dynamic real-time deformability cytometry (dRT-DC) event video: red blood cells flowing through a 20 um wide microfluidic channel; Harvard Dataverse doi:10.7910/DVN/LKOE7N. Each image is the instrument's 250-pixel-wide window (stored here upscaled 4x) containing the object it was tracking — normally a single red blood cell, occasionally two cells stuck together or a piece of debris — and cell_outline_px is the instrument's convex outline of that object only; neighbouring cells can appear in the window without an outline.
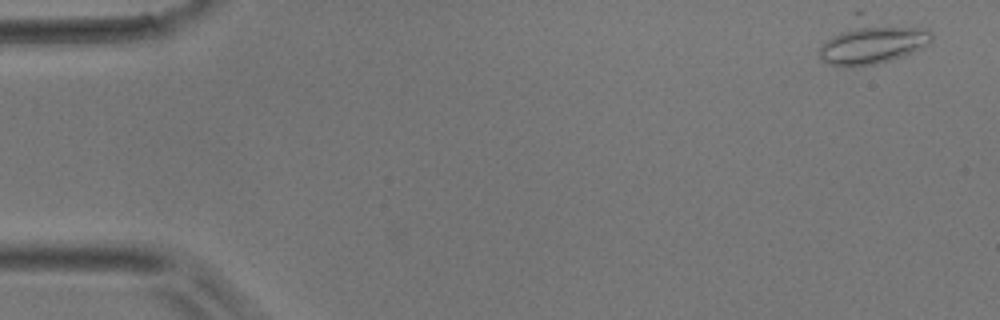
{"species": "common noctule bat (a hibernating species)", "species_latin": "Nyctalus noctula", "temperature_condition": "room temperature", "stored_images_in_passage": 40, "camera_frame_rate_fps": 3000, "um_per_image_px": 0.085, "animal": {"sex": "male", "body_mass_g": 17.9}, "frame": {"image": 1, "passage_image": 1, "time_ms": 0.0, "image_size_px": [1000, 320], "cell_outline_px": [[932, 40], [924, 48], [904, 56], [876, 64], [852, 68], [844, 68], [828, 64], [820, 60], [820, 48], [856, 12], [864, 12], [928, 28], [932, 32]], "centroid_in_image_um": [74.2, 3.51], "position_along_channel_um": 10.8, "area_um2": 30.17}}
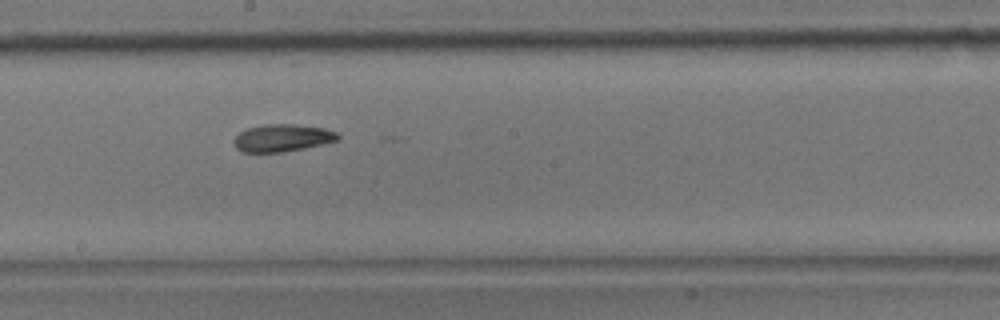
{"frame": {"image": 2, "passage_image": 26, "time_ms": 8.333, "image_size_px": [1000, 320], "cell_outline_px": [[340, 140], [304, 148], [284, 152], [240, 152], [236, 148], [232, 140], [240, 132], [248, 128], [264, 124], [292, 124], [324, 128], [336, 132], [340, 136]], "centroid_in_image_um": [23.99, 11.73], "position_along_channel_um": 224.2, "area_um2": 16.65}}
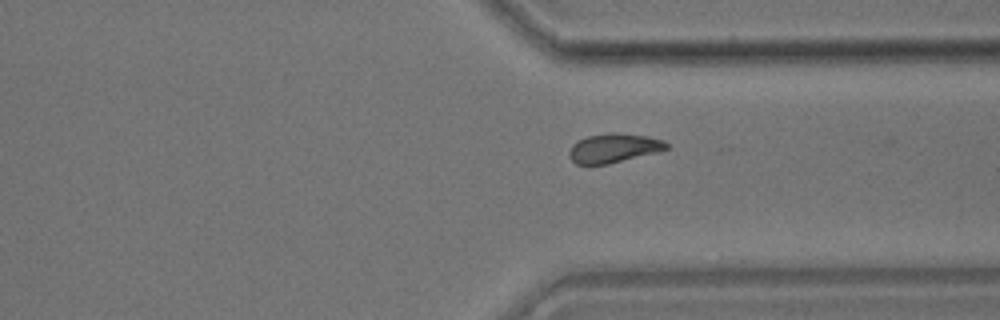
{"frame": {"image": 3, "passage_image": 36, "time_ms": 11.667, "image_size_px": [1000, 320], "cell_outline_px": [[668, 148], [660, 152], [608, 164], [576, 164], [568, 156], [568, 152], [572, 144], [588, 136], [612, 132], [648, 136], [664, 140], [668, 144]], "centroid_in_image_um": [52.19, 12.59], "position_along_channel_um": 359.2, "area_um2": 16.59}}